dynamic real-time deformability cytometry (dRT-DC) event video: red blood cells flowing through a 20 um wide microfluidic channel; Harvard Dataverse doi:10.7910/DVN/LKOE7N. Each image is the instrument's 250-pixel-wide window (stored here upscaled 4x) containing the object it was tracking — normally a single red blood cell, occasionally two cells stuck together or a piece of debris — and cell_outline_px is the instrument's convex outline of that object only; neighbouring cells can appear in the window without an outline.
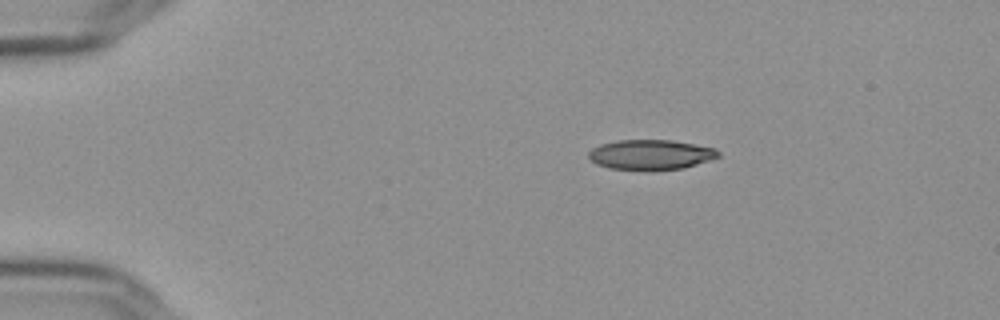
{"species": "Egyptian fruit bat (a non-hibernating species)", "species_latin": "Rousettus aegyptiacus", "temperature_condition": "cold", "stored_images_in_passage": 47, "camera_frame_rate_fps": 3000, "um_per_image_px": 0.085, "frame": {"image": 1, "passage_image": 1, "time_ms": 0.0, "image_size_px": [1000, 320], "cell_outline_px": [[720, 156], [712, 160], [684, 168], [652, 172], [644, 172], [608, 168], [596, 164], [588, 156], [588, 152], [592, 148], [600, 144], [616, 140], [672, 140], [716, 148], [720, 152]], "centroid_in_image_um": [55.32, 13.18], "position_along_channel_um": 29.7, "area_um2": 23.47}}
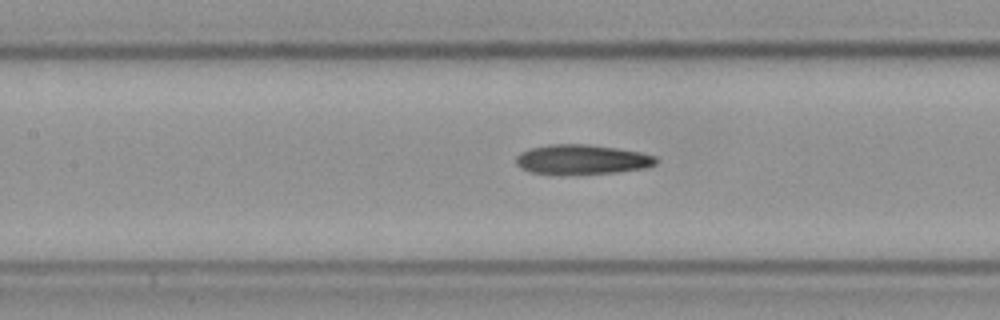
{"frame": {"image": 2, "passage_image": 17, "time_ms": 5.333, "image_size_px": [1000, 320], "cell_outline_px": [[656, 164], [644, 168], [616, 172], [532, 172], [520, 168], [516, 164], [516, 156], [520, 152], [532, 148], [548, 144], [588, 144], [616, 148], [640, 152], [656, 156]], "centroid_in_image_um": [49.47, 13.51], "position_along_channel_um": 157.9, "area_um2": 23.41}}
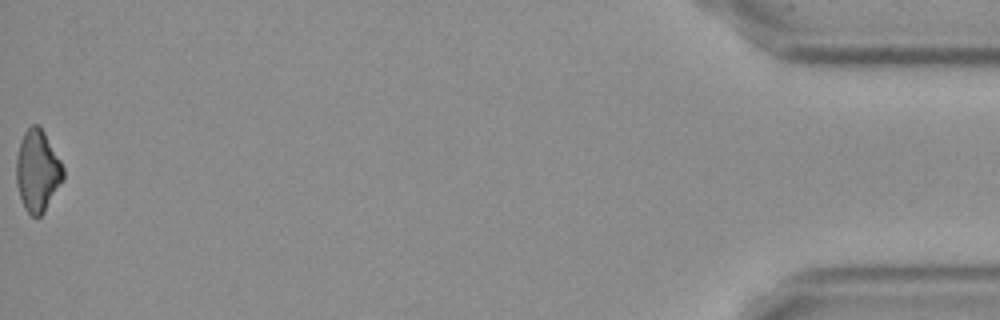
{"frame": {"image": 3, "passage_image": 47, "time_ms": 15.333, "image_size_px": [1000, 320], "cell_outline_px": [[64, 180], [44, 212], [40, 216], [32, 216], [24, 208], [16, 184], [16, 160], [20, 140], [24, 132], [32, 124], [40, 124], [60, 160], [64, 168]], "centroid_in_image_um": [3.19, 14.51], "position_along_channel_um": 432.0, "area_um2": 22.48}}